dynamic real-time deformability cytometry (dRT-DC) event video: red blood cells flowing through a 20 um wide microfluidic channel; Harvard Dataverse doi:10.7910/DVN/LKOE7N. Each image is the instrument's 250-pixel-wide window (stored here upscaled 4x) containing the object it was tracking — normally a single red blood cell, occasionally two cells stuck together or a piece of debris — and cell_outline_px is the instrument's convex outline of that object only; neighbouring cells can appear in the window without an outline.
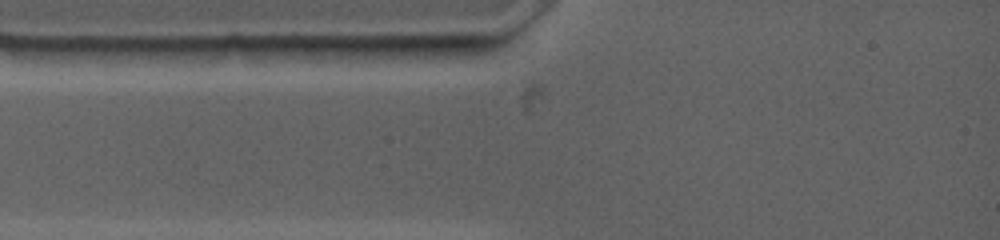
{"species": "common noctule bat (a hibernating species)", "species_latin": "Nyctalus noctula", "temperature_condition": "warm", "stored_images_in_passage": 3, "camera_frame_rate_fps": 4500, "um_per_image_px": 0.085, "animal": {"sex": "female", "body_mass_g": 19.0, "forearm_length_mm": 53.3}, "frame": {"image": 1, "passage_image": 1, "time_ms": 0.0, "image_size_px": [1000, 240], "cell_outline_px": [[468, 44], [464, 48], [428, 60], [340, 56], [300, 48], [396, 44]], "centroid_in_image_um": [33.37, 4.32], "position_along_channel_um": 51.6, "area_um2": 12.48}}